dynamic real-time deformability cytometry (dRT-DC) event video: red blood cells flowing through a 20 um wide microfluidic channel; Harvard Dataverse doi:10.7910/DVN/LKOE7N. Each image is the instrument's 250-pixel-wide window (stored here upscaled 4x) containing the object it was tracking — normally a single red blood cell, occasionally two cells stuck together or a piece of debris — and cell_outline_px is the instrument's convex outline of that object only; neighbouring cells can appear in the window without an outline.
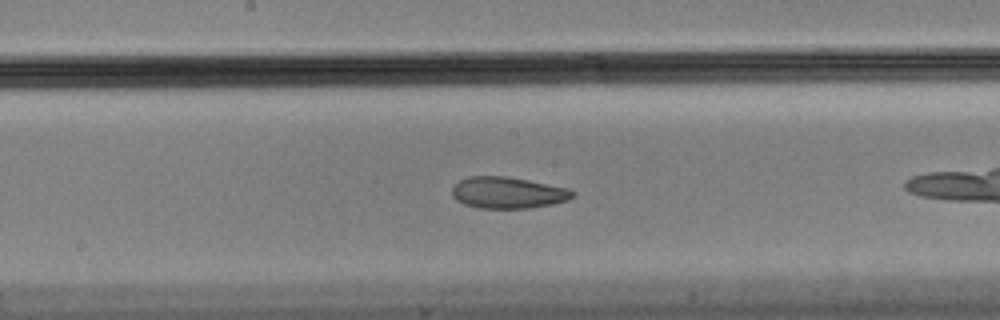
{"species": "Egyptian fruit bat (a non-hibernating species)", "species_latin": "Rousettus aegyptiacus", "temperature_condition": "cold", "stored_images_in_passage": 40, "camera_frame_rate_fps": 3000, "um_per_image_px": 0.085, "animal": {"sex": "male"}, "frame": {"image": 1, "passage_image": 12, "time_ms": 3.667, "image_size_px": [1000, 320], "cell_outline_px": [[576, 196], [568, 200], [552, 204], [528, 208], [480, 208], [464, 204], [456, 200], [452, 196], [452, 188], [460, 180], [468, 176], [504, 176], [528, 180], [568, 188], [576, 192]], "centroid_in_image_um": [43.18, 16.38], "position_along_channel_um": 205.0, "area_um2": 22.14}}